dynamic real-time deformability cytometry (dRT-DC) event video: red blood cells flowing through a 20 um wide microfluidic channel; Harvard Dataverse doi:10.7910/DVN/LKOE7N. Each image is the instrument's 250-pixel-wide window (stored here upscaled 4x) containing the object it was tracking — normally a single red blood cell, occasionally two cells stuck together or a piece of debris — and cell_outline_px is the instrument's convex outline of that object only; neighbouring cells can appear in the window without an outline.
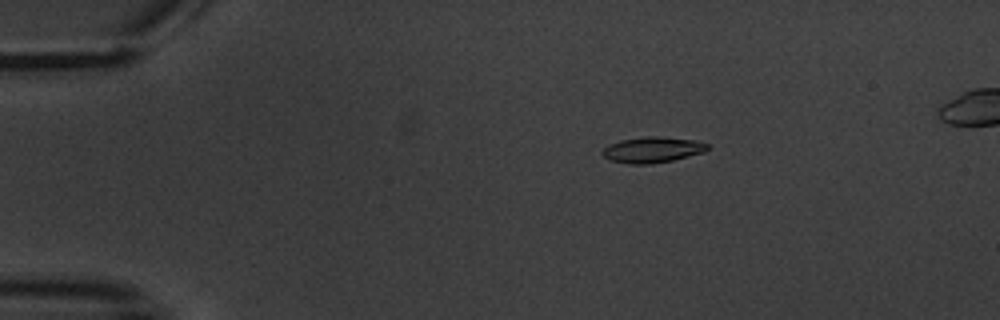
{"species": "common noctule bat (a hibernating species)", "species_latin": "Nyctalus noctula", "temperature_condition": "warm", "stored_images_in_passage": 6, "camera_frame_rate_fps": 3000, "um_per_image_px": 0.085, "animal": {"sex": "male", "body_mass_g": 20.1, "forearm_length_mm": 53.5}, "frame": {"image": 1, "passage_image": 6, "time_ms": 7.0, "image_size_px": [1000, 320], "cell_outline_px": [[708, 148], [704, 152], [672, 160], [648, 164], [628, 164], [612, 160], [604, 156], [600, 152], [608, 144], [620, 140], [648, 136], [656, 136], [696, 140], [708, 144]], "centroid_in_image_um": [55.44, 12.72], "position_along_channel_um": 29.6, "area_um2": 15.66}}